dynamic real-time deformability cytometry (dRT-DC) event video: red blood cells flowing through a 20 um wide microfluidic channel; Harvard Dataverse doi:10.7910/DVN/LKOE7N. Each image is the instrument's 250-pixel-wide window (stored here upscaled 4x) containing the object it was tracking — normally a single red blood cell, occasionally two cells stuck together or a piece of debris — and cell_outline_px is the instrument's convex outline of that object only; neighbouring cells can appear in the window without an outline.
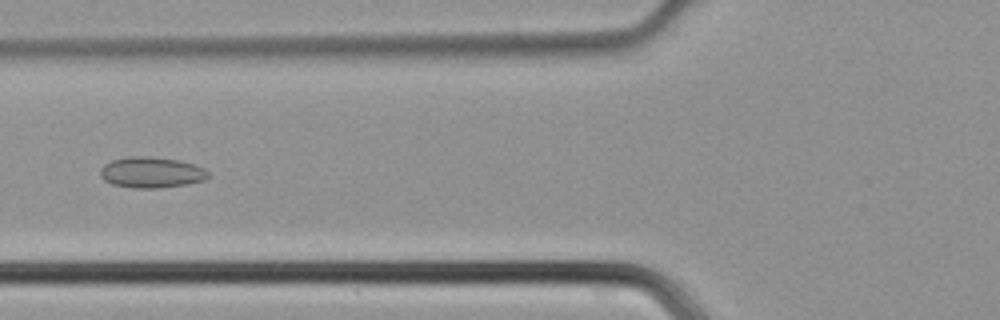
{"species": "common noctule bat (a hibernating species)", "species_latin": "Nyctalus noctula", "temperature_condition": "cold", "stored_images_in_passage": 47, "camera_frame_rate_fps": 3000, "um_per_image_px": 0.085, "animal": {"sex": "male", "body_mass_g": 21.5, "forearm_length_mm": 52.0}, "frame": {"image": 1, "passage_image": 18, "time_ms": 5.667, "image_size_px": [1000, 320], "cell_outline_px": [[208, 176], [204, 180], [188, 184], [156, 188], [136, 188], [112, 184], [104, 180], [100, 176], [100, 168], [104, 164], [112, 160], [128, 156], [148, 156], [180, 160], [204, 168], [208, 172]], "centroid_in_image_um": [12.84, 14.65], "position_along_channel_um": 113.0, "area_um2": 19.42}}
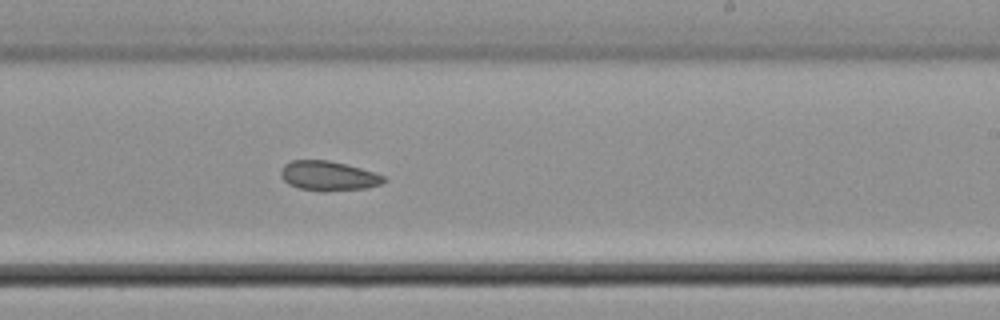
{"frame": {"image": 2, "passage_image": 28, "time_ms": 9.0, "image_size_px": [1000, 320], "cell_outline_px": [[388, 180], [380, 184], [368, 188], [324, 192], [320, 192], [300, 188], [288, 184], [280, 176], [280, 172], [284, 164], [292, 160], [328, 160], [360, 168], [384, 176]], "centroid_in_image_um": [27.9, 14.96], "position_along_channel_um": 261.1, "area_um2": 17.86}}
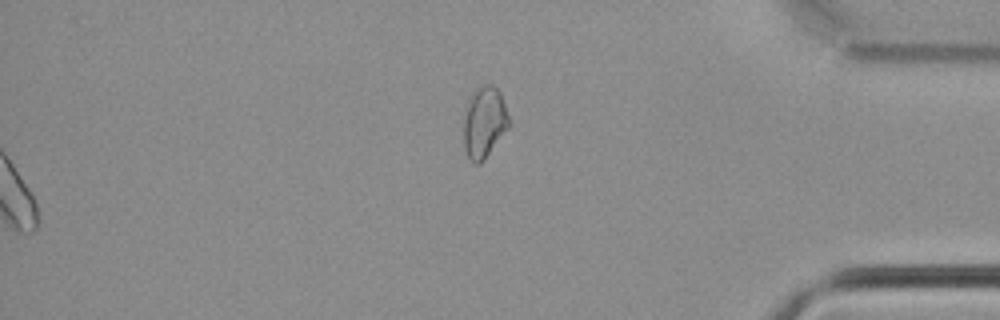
{"frame": {"image": 3, "passage_image": 47, "time_ms": 15.333, "image_size_px": [1000, 320], "cell_outline_px": [[508, 128], [480, 164], [476, 164], [468, 156], [464, 148], [464, 108], [472, 92], [484, 84], [492, 84], [500, 92], [508, 116]], "centroid_in_image_um": [41.13, 10.36], "position_along_channel_um": 394.1, "area_um2": 18.55}}